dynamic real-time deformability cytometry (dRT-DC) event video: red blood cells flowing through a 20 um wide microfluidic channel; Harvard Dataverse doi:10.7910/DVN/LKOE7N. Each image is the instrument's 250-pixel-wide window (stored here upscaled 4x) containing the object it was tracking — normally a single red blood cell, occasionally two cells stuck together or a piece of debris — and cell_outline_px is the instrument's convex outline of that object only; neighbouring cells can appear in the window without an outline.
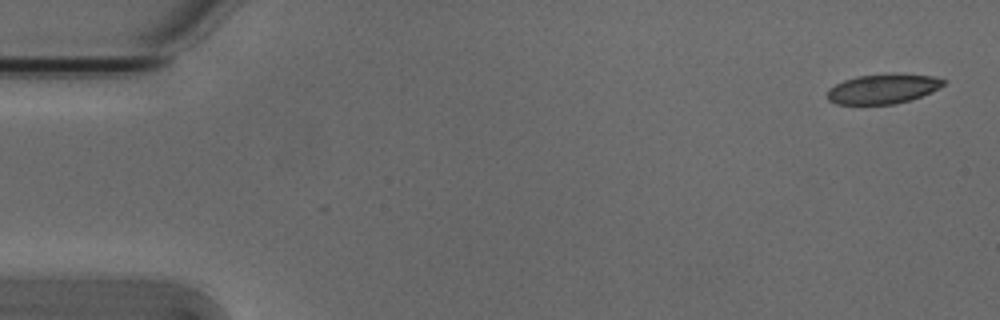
{"species": "Egyptian fruit bat (a non-hibernating species)", "species_latin": "Rousettus aegyptiacus", "temperature_condition": "cold", "stored_images_in_passage": 5, "segment_of_instrument_passage": [2, 2], "camera_frame_rate_fps": 3000, "um_per_image_px": 0.085, "animal": {"sex": "male"}, "frame": {"image": 1, "passage_image": 5, "time_ms": 1.333, "image_size_px": [1000, 320], "cell_outline_px": [[944, 84], [920, 96], [908, 100], [892, 104], [836, 104], [828, 100], [828, 88], [844, 80], [856, 76], [892, 72], [932, 76], [944, 80]], "centroid_in_image_um": [74.99, 7.52], "position_along_channel_um": 10.0, "area_um2": 20.0}}